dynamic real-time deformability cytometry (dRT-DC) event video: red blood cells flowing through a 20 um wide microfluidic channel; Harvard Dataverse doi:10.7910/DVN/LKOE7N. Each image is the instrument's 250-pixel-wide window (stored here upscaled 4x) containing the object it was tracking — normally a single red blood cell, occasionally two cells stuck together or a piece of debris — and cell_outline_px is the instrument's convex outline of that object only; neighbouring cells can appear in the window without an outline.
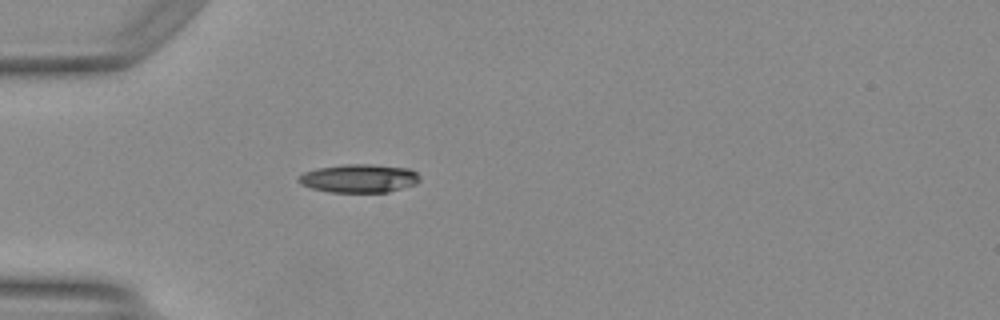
{"species": "Egyptian fruit bat (a non-hibernating species)", "species_latin": "Rousettus aegyptiacus", "temperature_condition": "warm", "stored_images_in_passage": 35, "camera_frame_rate_fps": 3000, "um_per_image_px": 0.085, "animal": {"sex": "female"}, "frame": {"image": 1, "passage_image": 1, "time_ms": 0.0, "image_size_px": [1000, 320], "cell_outline_px": [[420, 180], [416, 184], [388, 192], [328, 192], [312, 188], [300, 184], [296, 180], [304, 172], [316, 168], [344, 164], [372, 164], [412, 168], [420, 176]], "centroid_in_image_um": [30.54, 15.15], "position_along_channel_um": 54.5, "area_um2": 20.29}}
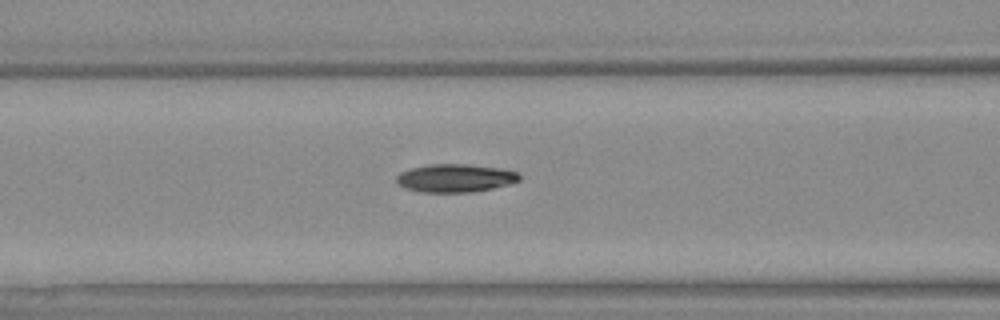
{"frame": {"image": 2, "passage_image": 7, "time_ms": 2.0, "image_size_px": [1000, 320], "cell_outline_px": [[520, 180], [508, 184], [492, 188], [472, 192], [420, 192], [404, 188], [396, 184], [396, 176], [400, 172], [412, 168], [428, 164], [468, 164], [500, 168], [520, 172]], "centroid_in_image_um": [38.67, 15.13], "position_along_channel_um": 127.9, "area_um2": 20.29}}
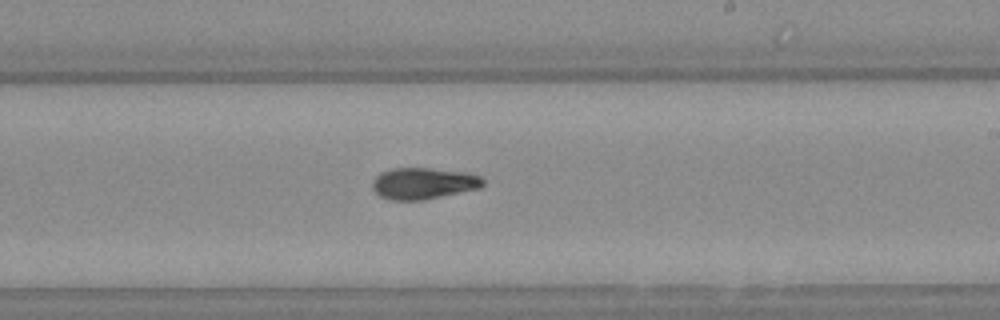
{"frame": {"image": 3, "passage_image": 16, "time_ms": 5.0, "image_size_px": [1000, 320], "cell_outline_px": [[484, 184], [480, 188], [424, 200], [392, 200], [380, 196], [372, 188], [372, 180], [380, 172], [392, 168], [428, 168], [468, 172], [480, 176], [484, 180]], "centroid_in_image_um": [35.99, 15.58], "position_along_channel_um": 253.0, "area_um2": 20.4}, "authors_computed_cell_mechanics": {"area_um2": 20.1722, "velocity_mm_per_s": 4.1887, "shape_relaxation_time_tau1_ms": 8.8677, "shape_relaxation_time_tau2_ms": 4.1363, "deformation_change_tau1": 0.2592, "deformation_change_tau2": 0.1075}}